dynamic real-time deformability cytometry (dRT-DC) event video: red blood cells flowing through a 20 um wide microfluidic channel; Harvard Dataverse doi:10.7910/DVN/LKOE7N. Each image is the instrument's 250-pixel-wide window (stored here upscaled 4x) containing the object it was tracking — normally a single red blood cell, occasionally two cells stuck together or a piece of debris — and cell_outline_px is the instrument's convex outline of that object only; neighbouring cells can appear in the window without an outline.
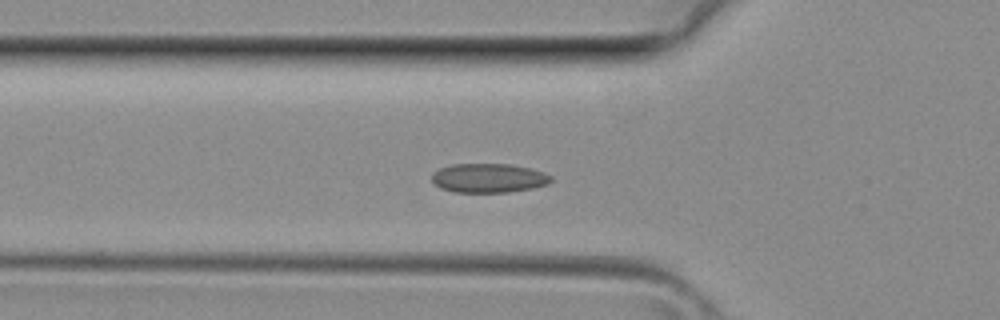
{"species": "common noctule bat (a hibernating species)", "species_latin": "Nyctalus noctula", "temperature_condition": "room temperature", "stored_images_in_passage": 30, "camera_frame_rate_fps": 3000, "um_per_image_px": 0.085, "animal": {"sex": "female", "body_mass_g": 29.2, "forearm_length_mm": 56.3}, "frame": {"image": 1, "passage_image": 9, "time_ms": 2.667, "image_size_px": [1000, 320], "cell_outline_px": [[552, 180], [548, 184], [532, 188], [508, 192], [456, 192], [440, 188], [432, 180], [432, 172], [440, 168], [452, 164], [508, 164], [532, 168], [544, 172], [552, 176]], "centroid_in_image_um": [41.55, 15.13], "position_along_channel_um": 84.3, "area_um2": 20.29}}
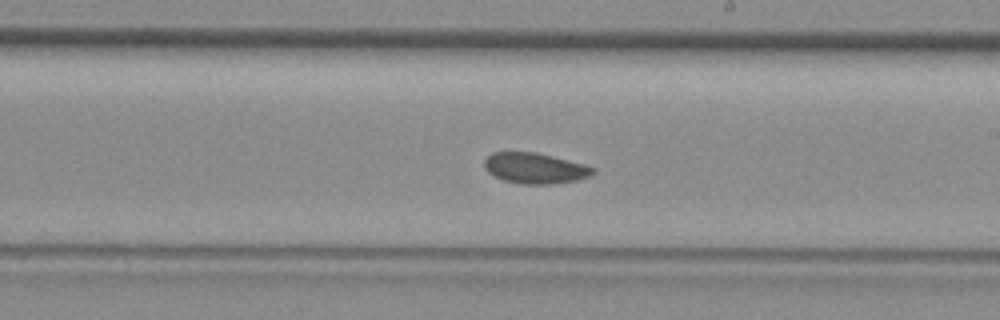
{"frame": {"image": 2, "passage_image": 18, "time_ms": 5.667, "image_size_px": [1000, 320], "cell_outline_px": [[596, 172], [592, 176], [576, 180], [552, 184], [520, 184], [504, 180], [488, 172], [484, 168], [484, 160], [492, 152], [536, 152], [584, 164], [596, 168]], "centroid_in_image_um": [45.5, 14.3], "position_along_channel_um": 243.5, "area_um2": 19.48}}
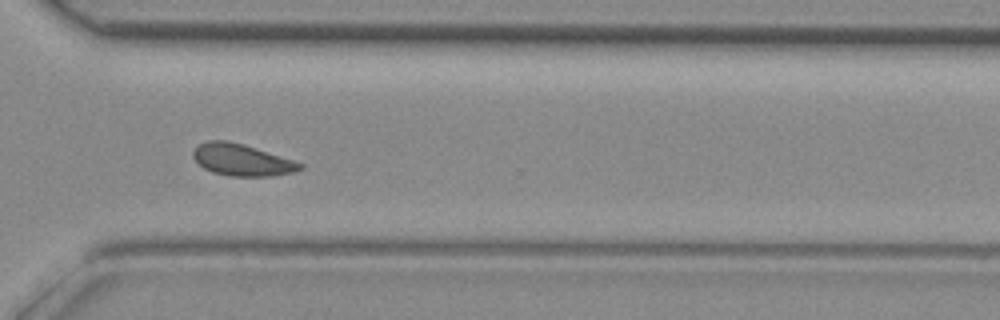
{"frame": {"image": 3, "passage_image": 24, "time_ms": 7.667, "image_size_px": [1000, 320], "cell_outline_px": [[304, 168], [292, 172], [272, 176], [228, 176], [212, 172], [204, 168], [192, 156], [192, 152], [200, 144], [208, 140], [228, 140], [244, 144], [304, 164]], "centroid_in_image_um": [20.55, 13.59], "position_along_channel_um": 350.1, "area_um2": 19.65}}